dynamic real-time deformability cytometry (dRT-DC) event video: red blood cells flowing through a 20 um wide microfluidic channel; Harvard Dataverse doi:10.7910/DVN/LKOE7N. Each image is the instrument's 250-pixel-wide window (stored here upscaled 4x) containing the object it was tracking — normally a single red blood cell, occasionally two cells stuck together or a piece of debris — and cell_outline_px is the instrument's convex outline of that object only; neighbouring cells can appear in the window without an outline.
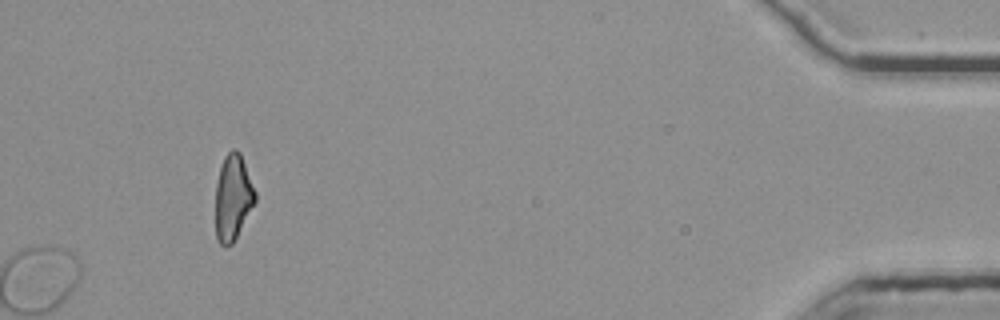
{"species": "common noctule bat (a hibernating species)", "species_latin": "Nyctalus noctula", "temperature_condition": "room temperature", "stored_images_in_passage": 46, "segment_of_instrument_passage": [3, 3], "camera_frame_rate_fps": 3000, "um_per_image_px": 0.085, "animal": {"sex": "female", "body_mass_g": 25.1}, "frame": {"image": 1, "passage_image": 46, "time_ms": 15.0, "image_size_px": [1000, 320], "cell_outline_px": [[256, 200], [232, 244], [220, 244], [216, 240], [216, 184], [220, 168], [224, 156], [232, 148], [236, 148], [240, 152], [256, 192]], "centroid_in_image_um": [19.79, 16.74], "position_along_channel_um": 415.4, "area_um2": 19.59}}